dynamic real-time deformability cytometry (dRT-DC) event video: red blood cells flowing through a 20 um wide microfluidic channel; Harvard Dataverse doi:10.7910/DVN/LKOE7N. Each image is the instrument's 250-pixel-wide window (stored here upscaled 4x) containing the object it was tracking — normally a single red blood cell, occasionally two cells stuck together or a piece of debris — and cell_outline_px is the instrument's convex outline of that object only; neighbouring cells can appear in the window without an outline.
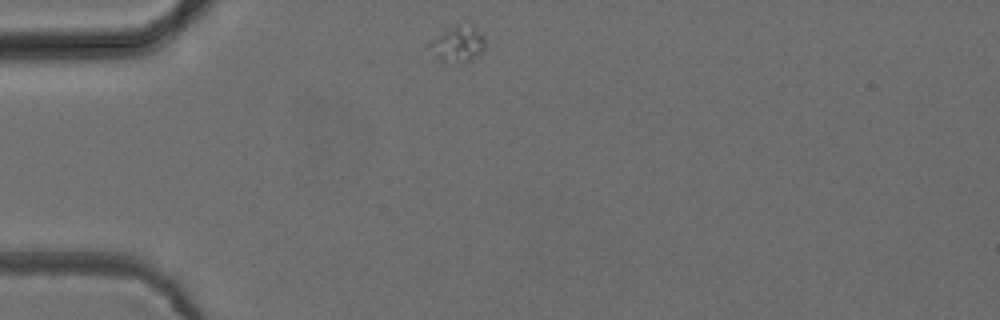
{"species": "common noctule bat (a hibernating species)", "species_latin": "Nyctalus noctula", "temperature_condition": "cold", "stored_images_in_passage": 34, "camera_frame_rate_fps": 3000, "um_per_image_px": 0.085, "animal": {"sex": "female", "body_mass_g": 24.6, "forearm_length_mm": 56.2}, "frame": {"image": 1, "passage_image": 1, "time_ms": 0.0, "image_size_px": [1000, 320], "cell_outline_px": [[484, 48], [472, 60], [464, 64], [440, 60], [432, 56], [428, 44], [432, 40], [456, 24], [472, 24], [484, 36]], "centroid_in_image_um": [38.92, 3.76], "position_along_channel_um": 46.1, "area_um2": 11.68}}